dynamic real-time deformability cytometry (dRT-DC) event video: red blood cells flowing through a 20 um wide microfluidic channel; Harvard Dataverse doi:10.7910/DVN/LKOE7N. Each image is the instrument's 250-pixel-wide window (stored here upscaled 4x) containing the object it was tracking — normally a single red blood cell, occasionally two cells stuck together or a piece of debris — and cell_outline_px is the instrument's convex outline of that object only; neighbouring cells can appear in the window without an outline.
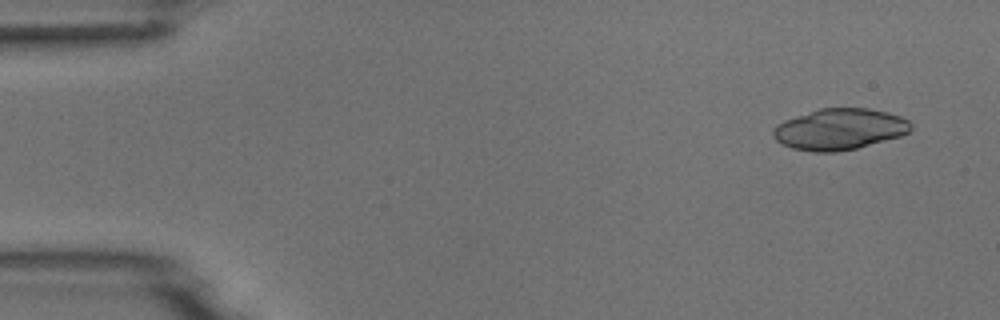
{"species": "common noctule bat (a hibernating species)", "species_latin": "Nyctalus noctula", "temperature_condition": "room temperature", "stored_images_in_passage": 5, "camera_frame_rate_fps": 3000, "um_per_image_px": 0.085, "animal": {"sex": "male", "body_mass_g": 18.8}, "frame": {"image": 1, "passage_image": 1, "time_ms": 0.0, "image_size_px": [1000, 320], "cell_outline_px": [[912, 128], [908, 132], [900, 136], [856, 148], [836, 152], [812, 152], [792, 148], [776, 140], [772, 136], [772, 132], [776, 124], [784, 120], [820, 108], [868, 108], [888, 112], [900, 116], [908, 120], [912, 124]], "centroid_in_image_um": [71.35, 10.98], "position_along_channel_um": 13.6, "area_um2": 33.0}}